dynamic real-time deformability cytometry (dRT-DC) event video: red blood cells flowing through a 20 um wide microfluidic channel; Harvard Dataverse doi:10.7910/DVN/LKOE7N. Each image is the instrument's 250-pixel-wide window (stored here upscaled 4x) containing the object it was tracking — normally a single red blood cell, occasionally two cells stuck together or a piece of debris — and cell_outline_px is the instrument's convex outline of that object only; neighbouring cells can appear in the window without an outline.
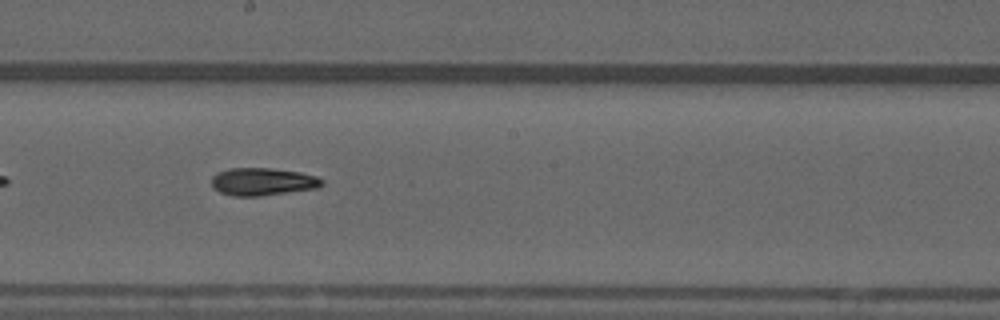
{"species": "common noctule bat (a hibernating species)", "species_latin": "Nyctalus noctula", "temperature_condition": "warm", "stored_images_in_passage": 27, "camera_frame_rate_fps": 3000, "um_per_image_px": 0.085, "animal": {"sex": "male", "forearm_length_mm": 52.5}, "frame": {"image": 1, "passage_image": 15, "time_ms": 4.667, "image_size_px": [1000, 320], "cell_outline_px": [[324, 184], [316, 188], [260, 196], [232, 196], [220, 192], [212, 188], [212, 176], [228, 168], [268, 168], [300, 172], [316, 176], [324, 180]], "centroid_in_image_um": [22.32, 15.44], "position_along_channel_um": 225.9, "area_um2": 17.74}, "authors_computed_cell_mechanics": {"area_um2": 17.6868, "velocity_mm_per_s": 4.0052, "shape_relaxation_time_tau1_ms": null, "shape_relaxation_time_tau2_ms": 8.0835, "deformation_change_tau1": null, "deformation_change_tau2": 0.1626}}